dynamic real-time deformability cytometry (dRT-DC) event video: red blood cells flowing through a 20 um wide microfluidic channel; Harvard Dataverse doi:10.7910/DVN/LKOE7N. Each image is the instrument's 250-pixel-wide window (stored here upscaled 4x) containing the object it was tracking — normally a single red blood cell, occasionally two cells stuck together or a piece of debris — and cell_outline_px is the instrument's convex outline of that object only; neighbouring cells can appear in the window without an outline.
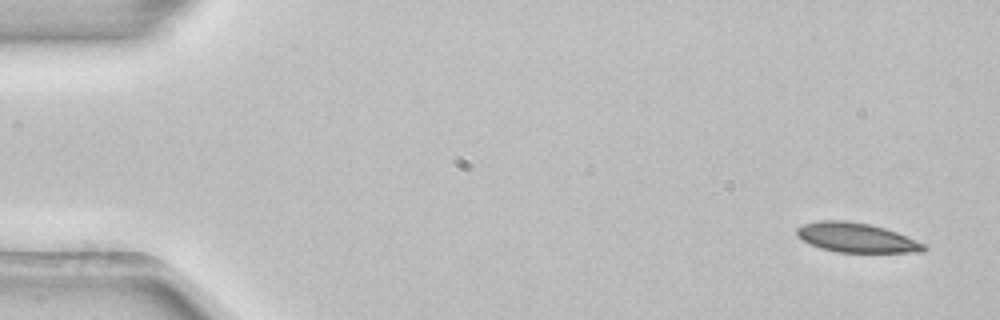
{"species": "common noctule bat (a hibernating species)", "species_latin": "Nyctalus noctula", "temperature_condition": "room temperature", "stored_images_in_passage": 4, "camera_frame_rate_fps": 3000, "um_per_image_px": 0.085, "animal": {"sex": "female", "body_mass_g": 22.7, "forearm_length_mm": 54.2}, "frame": {"image": 1, "passage_image": 1, "time_ms": 0.0, "image_size_px": [1000, 320], "cell_outline_px": [[928, 248], [924, 252], [836, 252], [820, 248], [796, 236], [796, 228], [804, 224], [820, 220], [848, 220], [868, 224], [884, 228], [896, 232], [924, 244]], "centroid_in_image_um": [72.77, 20.2], "position_along_channel_um": 12.2, "area_um2": 21.68}}
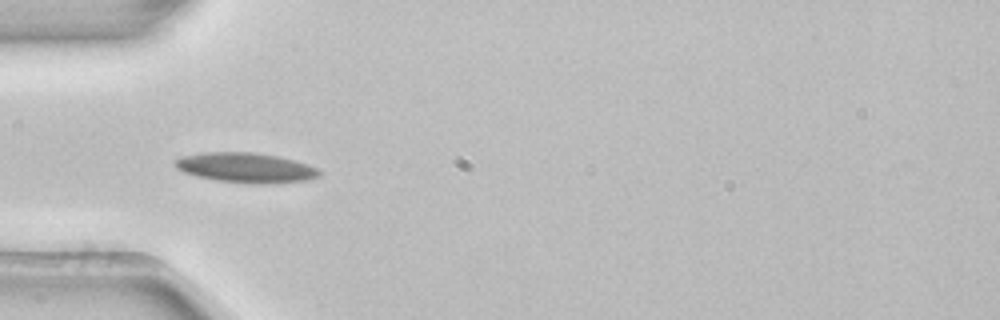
{"frame": {"image": 2, "passage_image": 4, "time_ms": 1.0, "image_size_px": [1000, 320], "cell_outline_px": [[320, 176], [304, 180], [268, 184], [256, 184], [216, 180], [196, 176], [184, 172], [176, 168], [172, 164], [172, 160], [180, 156], [204, 152], [252, 152], [276, 156], [296, 160], [308, 164], [316, 168], [320, 172]], "centroid_in_image_um": [20.83, 14.24], "position_along_channel_um": 64.2, "area_um2": 25.26}}